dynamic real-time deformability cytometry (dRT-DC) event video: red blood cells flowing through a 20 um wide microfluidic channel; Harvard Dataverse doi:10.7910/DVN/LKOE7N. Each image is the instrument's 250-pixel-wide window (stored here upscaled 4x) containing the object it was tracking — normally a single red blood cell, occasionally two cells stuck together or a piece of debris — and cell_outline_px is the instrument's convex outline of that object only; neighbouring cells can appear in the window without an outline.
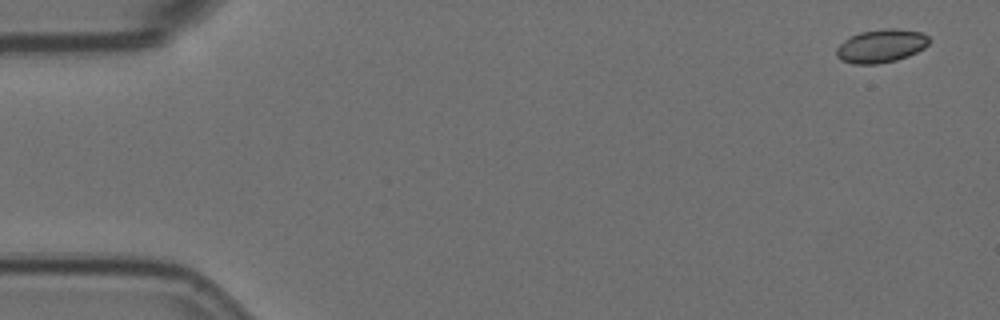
{"species": "Egyptian fruit bat (a non-hibernating species)", "species_latin": "Rousettus aegyptiacus", "temperature_condition": "room temperature", "stored_images_in_passage": 4, "camera_frame_rate_fps": 3000, "um_per_image_px": 0.085, "animal": {"sex": "female"}, "frame": {"image": 1, "passage_image": 1, "time_ms": 0.0, "image_size_px": [1000, 320], "cell_outline_px": [[928, 44], [924, 48], [908, 56], [896, 60], [876, 64], [852, 64], [840, 60], [836, 56], [836, 48], [848, 36], [860, 32], [888, 28], [896, 28], [920, 32], [928, 36]], "centroid_in_image_um": [74.85, 3.91], "position_along_channel_um": 10.1, "area_um2": 18.03}}
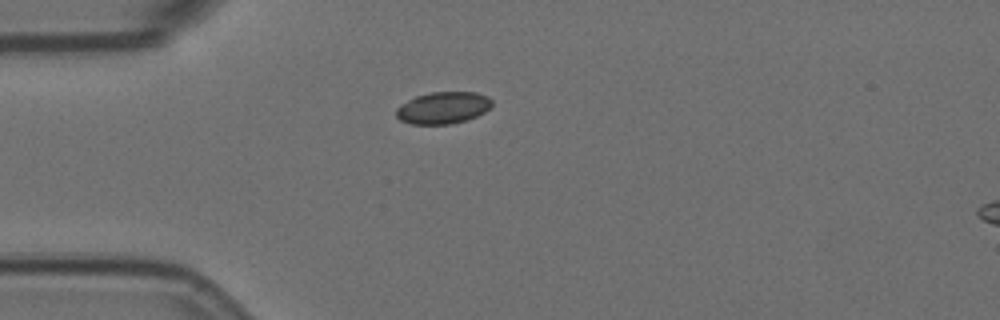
{"frame": {"image": 2, "passage_image": 4, "time_ms": 1.0, "image_size_px": [1000, 320], "cell_outline_px": [[492, 104], [484, 112], [468, 120], [452, 124], [412, 124], [400, 120], [396, 116], [396, 108], [400, 104], [416, 96], [432, 92], [476, 92], [488, 96], [492, 100]], "centroid_in_image_um": [37.66, 9.16], "position_along_channel_um": 47.3, "area_um2": 17.86}}